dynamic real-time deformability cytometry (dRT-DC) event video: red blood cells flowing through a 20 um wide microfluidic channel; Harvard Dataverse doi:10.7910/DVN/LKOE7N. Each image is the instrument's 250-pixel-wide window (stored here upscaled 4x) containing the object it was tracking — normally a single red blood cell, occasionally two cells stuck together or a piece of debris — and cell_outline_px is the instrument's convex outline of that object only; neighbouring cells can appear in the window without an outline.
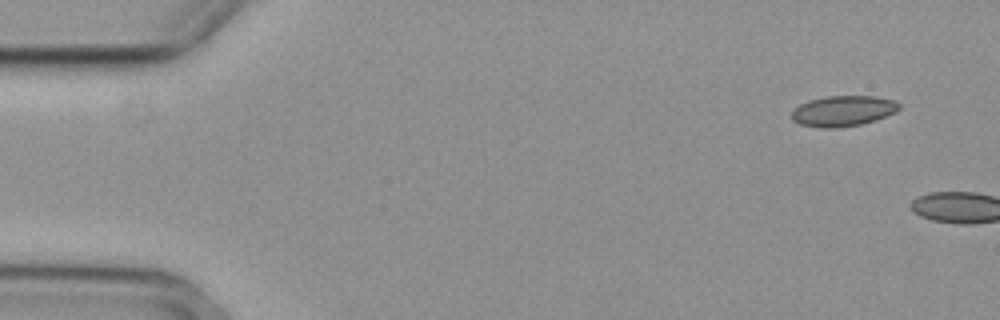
{"species": "common noctule bat (a hibernating species)", "species_latin": "Nyctalus noctula", "temperature_condition": "cold", "stored_images_in_passage": 2, "camera_frame_rate_fps": 3000, "um_per_image_px": 0.085, "animal": {"sex": "female", "body_mass_g": 29.2, "forearm_length_mm": 56.3}, "frame": {"image": 1, "passage_image": 1, "time_ms": 0.0, "image_size_px": [1000, 320], "cell_outline_px": [[900, 108], [896, 112], [860, 124], [836, 128], [824, 128], [800, 124], [792, 120], [792, 108], [808, 100], [828, 96], [876, 96], [896, 100], [900, 104]], "centroid_in_image_um": [71.64, 9.41], "position_along_channel_um": 13.4, "area_um2": 19.13}}